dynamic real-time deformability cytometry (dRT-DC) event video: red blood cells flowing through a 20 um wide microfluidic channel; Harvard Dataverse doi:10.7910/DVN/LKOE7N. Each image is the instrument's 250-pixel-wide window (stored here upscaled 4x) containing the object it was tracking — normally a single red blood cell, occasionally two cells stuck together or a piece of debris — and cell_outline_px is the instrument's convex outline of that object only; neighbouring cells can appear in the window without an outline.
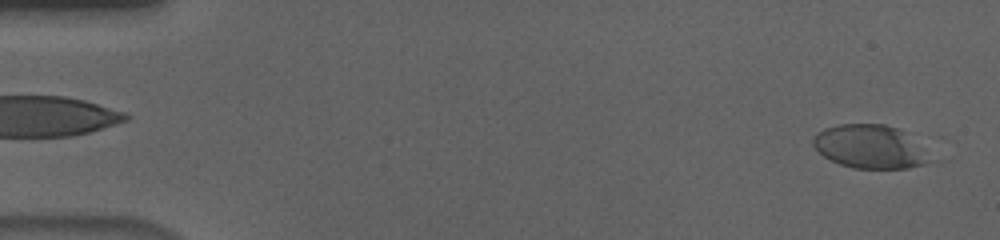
{"species": "human", "species_latin": "Homo sapiens", "temperature_condition": "cold", "stored_images_in_passage": 55, "camera_frame_rate_fps": 3000, "um_per_image_px": 0.085, "donor": {"sex": "male"}, "frame": {"image": 1, "passage_image": 2, "time_ms": 0.333, "image_size_px": [1000, 240], "cell_outline_px": [[928, 160], [924, 164], [908, 168], [852, 168], [840, 164], [824, 156], [812, 144], [812, 140], [824, 128], [840, 124], [884, 124], [896, 128]], "centroid_in_image_um": [73.77, 12.47], "position_along_channel_um": 11.2, "area_um2": 27.92}}
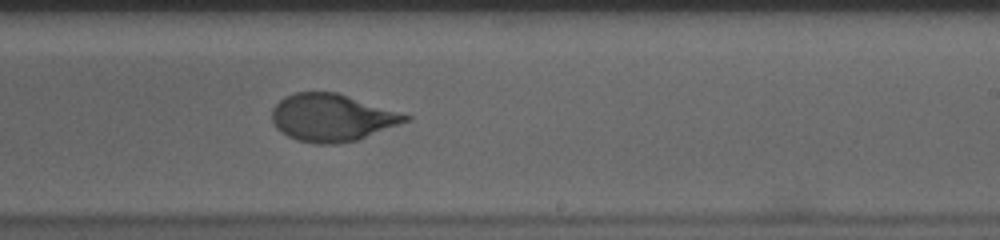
{"frame": {"image": 2, "passage_image": 34, "time_ms": 11.0, "image_size_px": [1000, 240], "cell_outline_px": [[412, 120], [356, 140], [340, 144], [312, 144], [296, 140], [280, 132], [272, 124], [272, 108], [284, 96], [296, 92], [336, 92], [412, 116]], "centroid_in_image_um": [28.19, 10.01], "position_along_channel_um": 260.8, "area_um2": 36.99}}
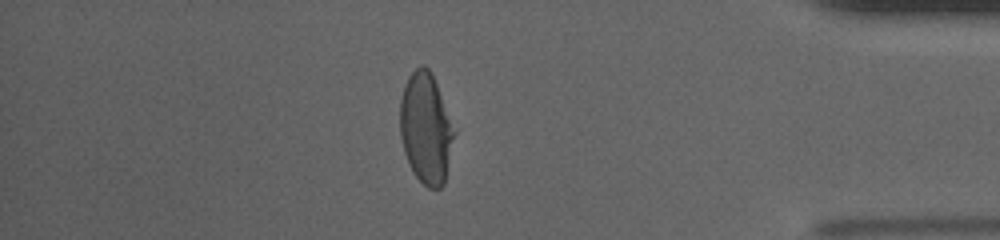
{"frame": {"image": 3, "passage_image": 48, "time_ms": 15.667, "image_size_px": [1000, 240], "cell_outline_px": [[456, 132], [444, 184], [440, 188], [428, 188], [412, 172], [404, 152], [400, 136], [400, 100], [404, 84], [408, 76], [420, 64], [424, 64], [432, 72]], "centroid_in_image_um": [36.2, 10.89], "position_along_channel_um": 399.0, "area_um2": 35.2}, "authors_computed_cell_mechanics": {"area_um2": 35.8938, "velocity_mm_per_s": 3.677, "shape_relaxation_time_tau1_ms": 4.5493, "shape_relaxation_time_tau2_ms": 0.7264, "deformation_change_tau1": 0.2003, "deformation_change_tau2": 0.0596}}